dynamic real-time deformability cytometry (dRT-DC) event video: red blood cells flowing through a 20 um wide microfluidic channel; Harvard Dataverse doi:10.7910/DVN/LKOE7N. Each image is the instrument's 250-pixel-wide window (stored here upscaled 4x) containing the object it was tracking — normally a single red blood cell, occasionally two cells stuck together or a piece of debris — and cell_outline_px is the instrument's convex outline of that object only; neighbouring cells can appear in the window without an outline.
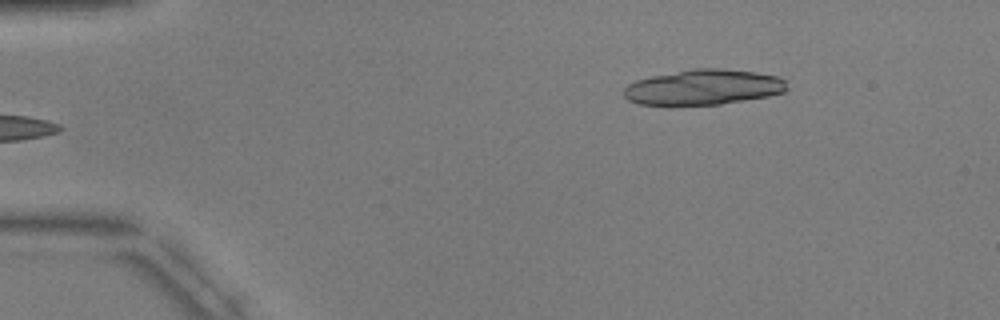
{"species": "common noctule bat (a hibernating species)", "species_latin": "Nyctalus noctula", "temperature_condition": "warm", "stored_images_in_passage": 3, "camera_frame_rate_fps": 3000, "um_per_image_px": 0.085, "animal": {"sex": "male", "body_mass_g": 17.9, "forearm_length_mm": 54.2}, "frame": {"image": 1, "passage_image": 3, "time_ms": 2.333, "image_size_px": [1000, 320], "cell_outline_px": [[788, 88], [784, 92], [768, 96], [720, 104], [640, 104], [628, 100], [624, 96], [624, 88], [628, 84], [636, 80], [652, 76], [692, 68], [720, 68], [756, 72], [780, 76], [788, 80]], "centroid_in_image_um": [59.86, 7.39], "position_along_channel_um": 25.1, "area_um2": 33.58}}